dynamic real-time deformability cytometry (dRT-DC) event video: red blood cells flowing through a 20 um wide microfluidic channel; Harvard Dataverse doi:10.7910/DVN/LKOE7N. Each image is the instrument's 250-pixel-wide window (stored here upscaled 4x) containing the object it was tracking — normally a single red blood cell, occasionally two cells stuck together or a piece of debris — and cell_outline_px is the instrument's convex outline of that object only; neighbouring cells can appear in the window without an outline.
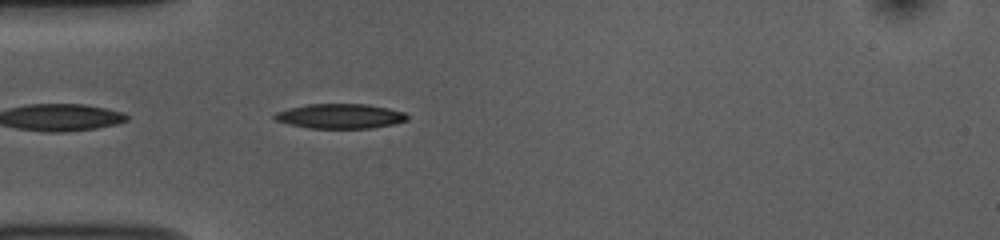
{"species": "common noctule bat (a hibernating species)", "species_latin": "Nyctalus noctula", "temperature_condition": "room temperature", "stored_images_in_passage": 36, "camera_frame_rate_fps": 3000, "um_per_image_px": 0.085, "animal": {"sex": "female", "body_mass_g": 10.0, "forearm_length_mm": 53.1}, "frame": {"image": 1, "passage_image": 2, "time_ms": 0.333, "image_size_px": [1000, 240], "cell_outline_px": [[408, 120], [392, 124], [372, 128], [308, 128], [288, 124], [276, 120], [272, 116], [276, 112], [308, 104], [368, 104], [388, 108], [404, 112], [408, 116]], "centroid_in_image_um": [28.92, 9.87], "position_along_channel_um": 56.1, "area_um2": 19.02}}
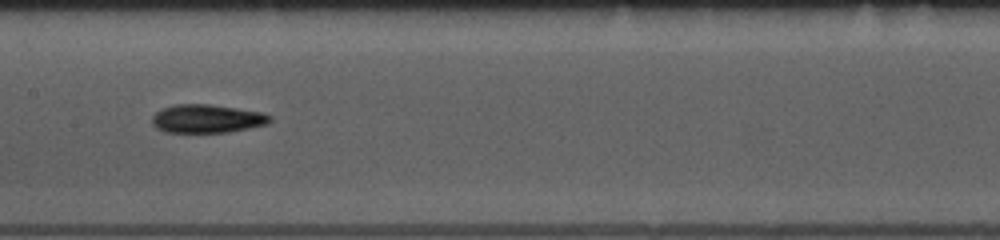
{"frame": {"image": 2, "passage_image": 13, "time_ms": 4.0, "image_size_px": [1000, 240], "cell_outline_px": [[272, 120], [268, 124], [228, 132], [164, 132], [156, 128], [152, 124], [152, 116], [160, 108], [172, 104], [208, 104], [236, 108], [260, 112], [272, 116]], "centroid_in_image_um": [17.55, 10.08], "position_along_channel_um": 189.8, "area_um2": 19.59}}
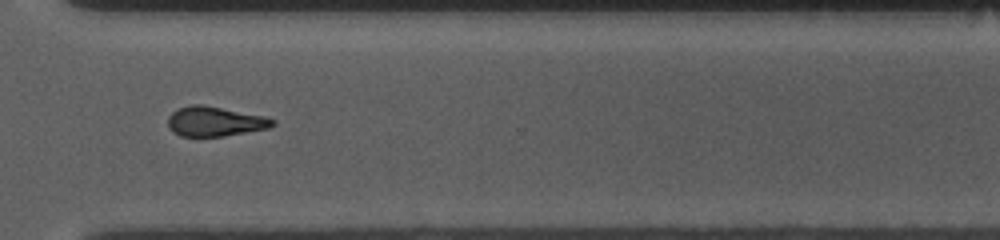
{"frame": {"image": 3, "passage_image": 26, "time_ms": 8.333, "image_size_px": [1000, 240], "cell_outline_px": [[276, 124], [268, 128], [224, 136], [180, 136], [172, 132], [168, 128], [168, 116], [172, 112], [180, 108], [192, 104], [200, 104], [264, 116], [276, 120]], "centroid_in_image_um": [18.25, 10.33], "position_along_channel_um": 352.4, "area_um2": 18.03}, "authors_computed_cell_mechanics": {"area_um2": 18.8717, "velocity_mm_per_s": 3.7587, "shape_relaxation_time_tau1_ms": 3.1792, "shape_relaxation_time_tau2_ms": 6.8554, "deformation_change_tau1": 0.1393, "deformation_change_tau2": 0.1621}}